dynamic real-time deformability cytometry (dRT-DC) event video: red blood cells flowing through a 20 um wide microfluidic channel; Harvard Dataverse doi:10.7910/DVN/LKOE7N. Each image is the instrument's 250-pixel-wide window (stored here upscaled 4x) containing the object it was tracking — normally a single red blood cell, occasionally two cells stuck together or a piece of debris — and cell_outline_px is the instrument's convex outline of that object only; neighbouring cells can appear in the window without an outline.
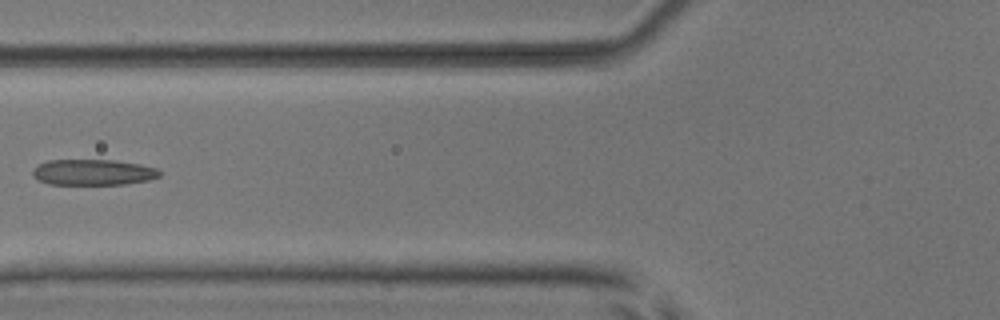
{"species": "common noctule bat (a hibernating species)", "species_latin": "Nyctalus noctula", "temperature_condition": "room temperature", "stored_images_in_passage": 6, "camera_frame_rate_fps": 3000, "um_per_image_px": 0.085, "animal": {"sex": "male", "body_mass_g": 17.9, "forearm_length_mm": 54.2}, "frame": {"image": 1, "passage_image": 6, "time_ms": 1.667, "image_size_px": [1000, 320], "cell_outline_px": [[160, 176], [148, 180], [124, 184], [48, 184], [36, 180], [32, 176], [32, 172], [40, 164], [48, 160], [112, 160], [140, 164], [156, 168], [160, 172]], "centroid_in_image_um": [7.89, 14.64], "position_along_channel_um": 117.9, "area_um2": 19.02}}